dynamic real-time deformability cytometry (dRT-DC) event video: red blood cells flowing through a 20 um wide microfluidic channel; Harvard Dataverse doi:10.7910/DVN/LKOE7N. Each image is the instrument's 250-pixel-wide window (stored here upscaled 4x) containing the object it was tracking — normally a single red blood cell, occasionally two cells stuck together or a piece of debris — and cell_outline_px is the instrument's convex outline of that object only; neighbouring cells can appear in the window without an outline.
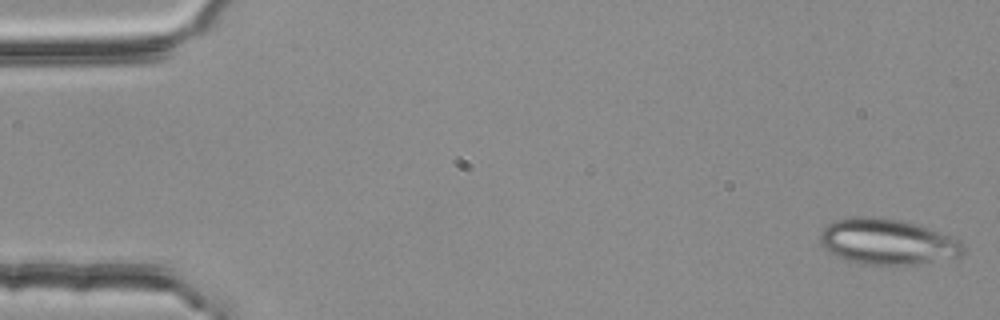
{"species": "common noctule bat (a hibernating species)", "species_latin": "Nyctalus noctula", "temperature_condition": "room temperature", "stored_images_in_passage": 7, "camera_frame_rate_fps": 3000, "um_per_image_px": 0.085, "animal": {"sex": "female", "body_mass_g": 25.1}, "frame": {"image": 1, "passage_image": 1, "time_ms": 0.0, "image_size_px": [1000, 320], "cell_outline_px": [[964, 252], [956, 256], [912, 264], [868, 264], [848, 260], [836, 256], [828, 252], [820, 244], [820, 232], [832, 220], [852, 216], [872, 216], [904, 220], [920, 224], [960, 240], [964, 244]], "centroid_in_image_um": [75.38, 20.5], "position_along_channel_um": 9.6, "area_um2": 38.09}}